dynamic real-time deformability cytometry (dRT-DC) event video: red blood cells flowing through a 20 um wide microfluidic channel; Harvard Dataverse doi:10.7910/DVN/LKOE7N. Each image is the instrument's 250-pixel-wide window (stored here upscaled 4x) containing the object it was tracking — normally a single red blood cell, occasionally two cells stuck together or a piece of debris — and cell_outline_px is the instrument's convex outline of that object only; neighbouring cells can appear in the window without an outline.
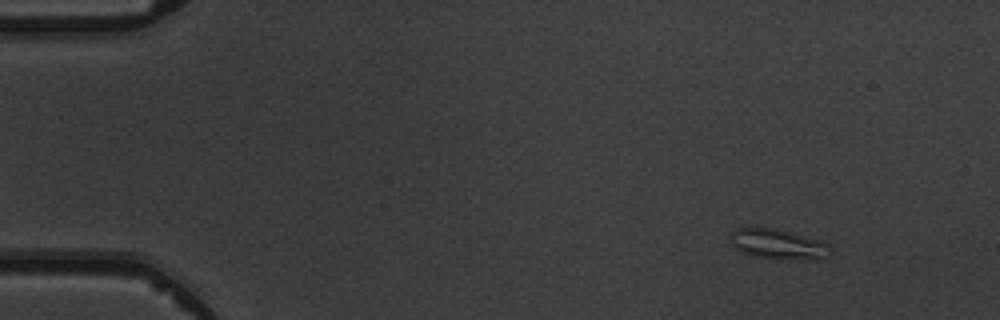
{"species": "common noctule bat (a hibernating species)", "species_latin": "Nyctalus noctula", "temperature_condition": "warm", "stored_images_in_passage": 5, "camera_frame_rate_fps": 3000, "um_per_image_px": 0.085, "animal": {"sex": "male", "body_mass_g": 19.5, "forearm_length_mm": 54.6}, "frame": {"image": 1, "passage_image": 1, "time_ms": 0.0, "image_size_px": [1000, 320], "cell_outline_px": [[832, 252], [828, 256], [820, 260], [816, 260], [756, 256], [740, 252], [732, 244], [728, 236], [736, 228], [772, 228], [804, 236], [828, 244]], "centroid_in_image_um": [66.12, 20.76], "position_along_channel_um": 18.9, "area_um2": 17.11}}
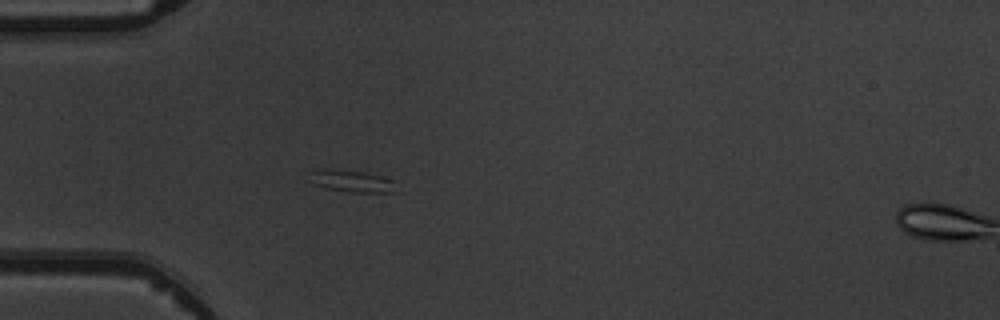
{"frame": {"image": 2, "passage_image": 4, "time_ms": 3.333, "image_size_px": [1000, 320], "cell_outline_px": [[400, 192], [352, 192], [328, 188], [312, 184], [304, 172], [364, 172], [380, 176], [392, 180]], "centroid_in_image_um": [29.96, 15.45], "position_along_channel_um": 55.0, "area_um2": 10.46}}